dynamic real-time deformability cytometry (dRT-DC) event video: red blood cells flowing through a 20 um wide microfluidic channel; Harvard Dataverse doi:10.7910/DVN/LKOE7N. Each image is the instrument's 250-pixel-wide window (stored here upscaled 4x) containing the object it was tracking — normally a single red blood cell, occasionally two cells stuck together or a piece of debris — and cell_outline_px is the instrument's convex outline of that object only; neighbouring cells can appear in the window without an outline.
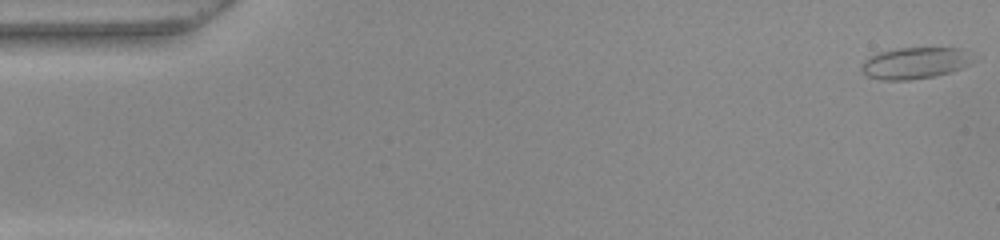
{"species": "common noctule bat (a hibernating species)", "species_latin": "Nyctalus noctula", "temperature_condition": "warm", "stored_images_in_passage": 52, "camera_frame_rate_fps": 3000, "um_per_image_px": 0.085, "animal": {"sex": "female", "body_mass_g": 22.0, "forearm_length_mm": 56.7}, "frame": {"image": 1, "passage_image": 1, "time_ms": 0.0, "image_size_px": [1000, 240], "cell_outline_px": [[980, 60], [964, 68], [952, 72], [912, 80], [880, 80], [868, 76], [860, 68], [864, 60], [868, 56], [876, 52], [896, 48], [960, 48], [980, 56]], "centroid_in_image_um": [77.89, 5.34], "position_along_channel_um": 7.1, "area_um2": 21.27}}
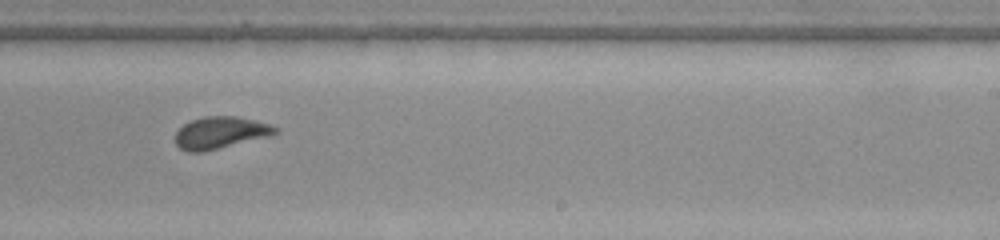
{"frame": {"image": 2, "passage_image": 32, "time_ms": 10.333, "image_size_px": [1000, 240], "cell_outline_px": [[280, 132], [268, 136], [204, 152], [188, 152], [180, 148], [176, 144], [176, 132], [184, 124], [192, 120], [204, 116], [236, 116], [268, 124], [280, 128]], "centroid_in_image_um": [18.73, 11.28], "position_along_channel_um": 270.3, "area_um2": 18.5}}
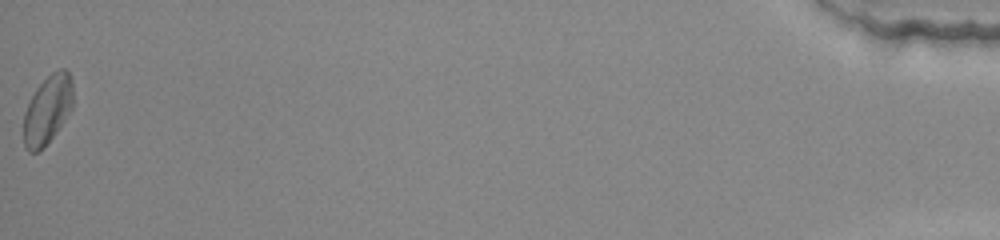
{"frame": {"image": 3, "passage_image": 52, "time_ms": 17.0, "image_size_px": [1000, 240], "cell_outline_px": [[72, 108], [64, 120], [52, 136], [36, 152], [28, 152], [24, 144], [24, 112], [36, 88], [52, 72], [60, 68], [64, 68], [68, 72], [72, 80]], "centroid_in_image_um": [4.04, 9.28], "position_along_channel_um": 431.2, "area_um2": 19.25}, "authors_computed_cell_mechanics": {"area_um2": 19.2474, "velocity_mm_per_s": 3.9512, "shape_relaxation_time_tau1_ms": 5.5499, "shape_relaxation_time_tau2_ms": 1.0729, "deformation_change_tau1": 0.145, "deformation_change_tau2": 0.048}}